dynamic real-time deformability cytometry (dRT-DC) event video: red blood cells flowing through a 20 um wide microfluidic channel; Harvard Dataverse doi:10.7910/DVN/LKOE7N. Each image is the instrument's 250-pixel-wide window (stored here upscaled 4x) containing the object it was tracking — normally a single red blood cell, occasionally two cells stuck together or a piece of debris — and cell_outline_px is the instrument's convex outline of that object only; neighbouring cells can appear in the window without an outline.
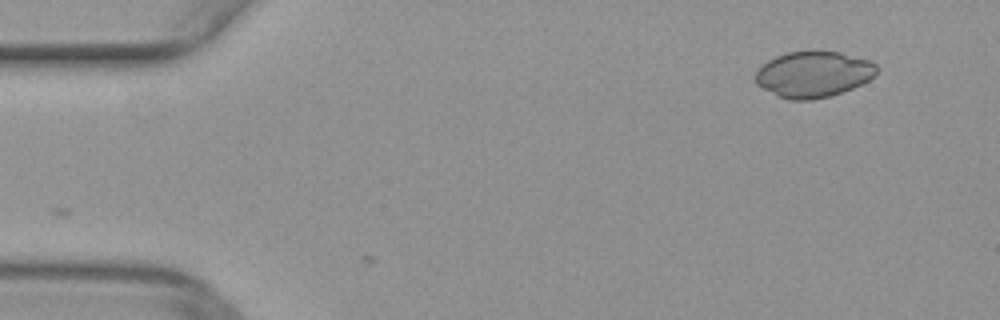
{"species": "common noctule bat (a hibernating species)", "species_latin": "Nyctalus noctula", "temperature_condition": "warm", "stored_images_in_passage": 3, "camera_frame_rate_fps": 3000, "um_per_image_px": 0.085, "animal": {"sex": "female", "body_mass_g": 29.2, "forearm_length_mm": 56.3}, "frame": {"image": 1, "passage_image": 2, "time_ms": 0.333, "image_size_px": [1000, 320], "cell_outline_px": [[876, 72], [868, 80], [852, 88], [828, 96], [812, 100], [788, 100], [776, 96], [756, 84], [752, 76], [768, 60], [776, 56], [788, 52], [812, 48], [816, 48], [840, 52], [872, 60], [876, 64]], "centroid_in_image_um": [69.1, 6.27], "position_along_channel_um": 15.9, "area_um2": 33.18}}